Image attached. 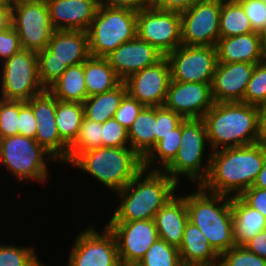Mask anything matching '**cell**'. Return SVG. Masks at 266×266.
<instances>
[{
    "instance_id": "1",
    "label": "cell",
    "mask_w": 266,
    "mask_h": 266,
    "mask_svg": "<svg viewBox=\"0 0 266 266\" xmlns=\"http://www.w3.org/2000/svg\"><path fill=\"white\" fill-rule=\"evenodd\" d=\"M266 159V149L258 143L211 151L210 167L201 187L208 192L239 196L253 186Z\"/></svg>"
},
{
    "instance_id": "2",
    "label": "cell",
    "mask_w": 266,
    "mask_h": 266,
    "mask_svg": "<svg viewBox=\"0 0 266 266\" xmlns=\"http://www.w3.org/2000/svg\"><path fill=\"white\" fill-rule=\"evenodd\" d=\"M261 108L243 102H215L203 116L211 151L256 144Z\"/></svg>"
},
{
    "instance_id": "3",
    "label": "cell",
    "mask_w": 266,
    "mask_h": 266,
    "mask_svg": "<svg viewBox=\"0 0 266 266\" xmlns=\"http://www.w3.org/2000/svg\"><path fill=\"white\" fill-rule=\"evenodd\" d=\"M178 187L163 170L148 171L143 168L132 181L116 192L120 204L109 222L154 219L157 211L175 195Z\"/></svg>"
},
{
    "instance_id": "4",
    "label": "cell",
    "mask_w": 266,
    "mask_h": 266,
    "mask_svg": "<svg viewBox=\"0 0 266 266\" xmlns=\"http://www.w3.org/2000/svg\"><path fill=\"white\" fill-rule=\"evenodd\" d=\"M195 188V193L184 195L189 221L201 230L220 255L236 245L231 196L205 191L200 185Z\"/></svg>"
},
{
    "instance_id": "5",
    "label": "cell",
    "mask_w": 266,
    "mask_h": 266,
    "mask_svg": "<svg viewBox=\"0 0 266 266\" xmlns=\"http://www.w3.org/2000/svg\"><path fill=\"white\" fill-rule=\"evenodd\" d=\"M69 165L118 192L143 169V159L131 147H98L80 153Z\"/></svg>"
},
{
    "instance_id": "6",
    "label": "cell",
    "mask_w": 266,
    "mask_h": 266,
    "mask_svg": "<svg viewBox=\"0 0 266 266\" xmlns=\"http://www.w3.org/2000/svg\"><path fill=\"white\" fill-rule=\"evenodd\" d=\"M90 56L88 33L80 30H55L48 46L37 53L38 76L48 89L69 67Z\"/></svg>"
},
{
    "instance_id": "7",
    "label": "cell",
    "mask_w": 266,
    "mask_h": 266,
    "mask_svg": "<svg viewBox=\"0 0 266 266\" xmlns=\"http://www.w3.org/2000/svg\"><path fill=\"white\" fill-rule=\"evenodd\" d=\"M136 27V11L98 6L87 30L90 56L106 58L118 46L137 36Z\"/></svg>"
},
{
    "instance_id": "8",
    "label": "cell",
    "mask_w": 266,
    "mask_h": 266,
    "mask_svg": "<svg viewBox=\"0 0 266 266\" xmlns=\"http://www.w3.org/2000/svg\"><path fill=\"white\" fill-rule=\"evenodd\" d=\"M207 141V130L202 119H184L178 153L163 171L178 185L180 184L179 177L182 175L187 176L186 178L195 185H201L206 179L210 167L211 152L208 155L209 161L206 160L208 163L202 164L204 150L208 145Z\"/></svg>"
},
{
    "instance_id": "9",
    "label": "cell",
    "mask_w": 266,
    "mask_h": 266,
    "mask_svg": "<svg viewBox=\"0 0 266 266\" xmlns=\"http://www.w3.org/2000/svg\"><path fill=\"white\" fill-rule=\"evenodd\" d=\"M50 159L56 161L35 139L21 135L0 138V162L19 182L44 183Z\"/></svg>"
},
{
    "instance_id": "10",
    "label": "cell",
    "mask_w": 266,
    "mask_h": 266,
    "mask_svg": "<svg viewBox=\"0 0 266 266\" xmlns=\"http://www.w3.org/2000/svg\"><path fill=\"white\" fill-rule=\"evenodd\" d=\"M0 65L1 99L27 102L45 90L39 81L37 52L22 49Z\"/></svg>"
},
{
    "instance_id": "11",
    "label": "cell",
    "mask_w": 266,
    "mask_h": 266,
    "mask_svg": "<svg viewBox=\"0 0 266 266\" xmlns=\"http://www.w3.org/2000/svg\"><path fill=\"white\" fill-rule=\"evenodd\" d=\"M12 26L24 50H44L55 29L50 21L46 0L23 1L11 5Z\"/></svg>"
},
{
    "instance_id": "12",
    "label": "cell",
    "mask_w": 266,
    "mask_h": 266,
    "mask_svg": "<svg viewBox=\"0 0 266 266\" xmlns=\"http://www.w3.org/2000/svg\"><path fill=\"white\" fill-rule=\"evenodd\" d=\"M136 32L166 57L182 45L181 15L149 6L137 12Z\"/></svg>"
},
{
    "instance_id": "13",
    "label": "cell",
    "mask_w": 266,
    "mask_h": 266,
    "mask_svg": "<svg viewBox=\"0 0 266 266\" xmlns=\"http://www.w3.org/2000/svg\"><path fill=\"white\" fill-rule=\"evenodd\" d=\"M221 0H198L181 15L182 45L216 46L220 38Z\"/></svg>"
},
{
    "instance_id": "14",
    "label": "cell",
    "mask_w": 266,
    "mask_h": 266,
    "mask_svg": "<svg viewBox=\"0 0 266 266\" xmlns=\"http://www.w3.org/2000/svg\"><path fill=\"white\" fill-rule=\"evenodd\" d=\"M166 58L172 81L212 83L218 64L216 46L181 45Z\"/></svg>"
},
{
    "instance_id": "15",
    "label": "cell",
    "mask_w": 266,
    "mask_h": 266,
    "mask_svg": "<svg viewBox=\"0 0 266 266\" xmlns=\"http://www.w3.org/2000/svg\"><path fill=\"white\" fill-rule=\"evenodd\" d=\"M103 230L99 233L92 225L82 230L67 266H121L115 235L107 226Z\"/></svg>"
},
{
    "instance_id": "16",
    "label": "cell",
    "mask_w": 266,
    "mask_h": 266,
    "mask_svg": "<svg viewBox=\"0 0 266 266\" xmlns=\"http://www.w3.org/2000/svg\"><path fill=\"white\" fill-rule=\"evenodd\" d=\"M115 235L121 265H136L159 238L154 219L131 222H108Z\"/></svg>"
},
{
    "instance_id": "17",
    "label": "cell",
    "mask_w": 266,
    "mask_h": 266,
    "mask_svg": "<svg viewBox=\"0 0 266 266\" xmlns=\"http://www.w3.org/2000/svg\"><path fill=\"white\" fill-rule=\"evenodd\" d=\"M171 81L169 61L164 57L157 64L129 75L123 82L127 93L148 107L164 106Z\"/></svg>"
},
{
    "instance_id": "18",
    "label": "cell",
    "mask_w": 266,
    "mask_h": 266,
    "mask_svg": "<svg viewBox=\"0 0 266 266\" xmlns=\"http://www.w3.org/2000/svg\"><path fill=\"white\" fill-rule=\"evenodd\" d=\"M27 103L32 107L36 119L35 140L56 161L67 164L69 147L61 140L56 126V98L45 89L40 94L33 96Z\"/></svg>"
},
{
    "instance_id": "19",
    "label": "cell",
    "mask_w": 266,
    "mask_h": 266,
    "mask_svg": "<svg viewBox=\"0 0 266 266\" xmlns=\"http://www.w3.org/2000/svg\"><path fill=\"white\" fill-rule=\"evenodd\" d=\"M211 84L171 80L164 106L183 119H202L215 103Z\"/></svg>"
},
{
    "instance_id": "20",
    "label": "cell",
    "mask_w": 266,
    "mask_h": 266,
    "mask_svg": "<svg viewBox=\"0 0 266 266\" xmlns=\"http://www.w3.org/2000/svg\"><path fill=\"white\" fill-rule=\"evenodd\" d=\"M165 56L137 36L118 46L106 58L116 75L124 81L129 75L153 66Z\"/></svg>"
},
{
    "instance_id": "21",
    "label": "cell",
    "mask_w": 266,
    "mask_h": 266,
    "mask_svg": "<svg viewBox=\"0 0 266 266\" xmlns=\"http://www.w3.org/2000/svg\"><path fill=\"white\" fill-rule=\"evenodd\" d=\"M256 64L218 63L211 84L214 102H243Z\"/></svg>"
},
{
    "instance_id": "22",
    "label": "cell",
    "mask_w": 266,
    "mask_h": 266,
    "mask_svg": "<svg viewBox=\"0 0 266 266\" xmlns=\"http://www.w3.org/2000/svg\"><path fill=\"white\" fill-rule=\"evenodd\" d=\"M46 4L55 30L87 31L97 10L88 0H46Z\"/></svg>"
},
{
    "instance_id": "23",
    "label": "cell",
    "mask_w": 266,
    "mask_h": 266,
    "mask_svg": "<svg viewBox=\"0 0 266 266\" xmlns=\"http://www.w3.org/2000/svg\"><path fill=\"white\" fill-rule=\"evenodd\" d=\"M216 50L218 63L245 62L258 64L265 60L261 34L258 32L219 38Z\"/></svg>"
},
{
    "instance_id": "24",
    "label": "cell",
    "mask_w": 266,
    "mask_h": 266,
    "mask_svg": "<svg viewBox=\"0 0 266 266\" xmlns=\"http://www.w3.org/2000/svg\"><path fill=\"white\" fill-rule=\"evenodd\" d=\"M176 195L157 211L154 221L159 239L179 248L189 216L185 197Z\"/></svg>"
},
{
    "instance_id": "25",
    "label": "cell",
    "mask_w": 266,
    "mask_h": 266,
    "mask_svg": "<svg viewBox=\"0 0 266 266\" xmlns=\"http://www.w3.org/2000/svg\"><path fill=\"white\" fill-rule=\"evenodd\" d=\"M178 249L183 266H218L220 255L201 230L189 220Z\"/></svg>"
},
{
    "instance_id": "26",
    "label": "cell",
    "mask_w": 266,
    "mask_h": 266,
    "mask_svg": "<svg viewBox=\"0 0 266 266\" xmlns=\"http://www.w3.org/2000/svg\"><path fill=\"white\" fill-rule=\"evenodd\" d=\"M231 209L237 246H243L266 229V218L259 211L248 206L239 196L231 197Z\"/></svg>"
},
{
    "instance_id": "27",
    "label": "cell",
    "mask_w": 266,
    "mask_h": 266,
    "mask_svg": "<svg viewBox=\"0 0 266 266\" xmlns=\"http://www.w3.org/2000/svg\"><path fill=\"white\" fill-rule=\"evenodd\" d=\"M84 76L87 97L113 90L122 82L103 57L89 56L84 61Z\"/></svg>"
},
{
    "instance_id": "28",
    "label": "cell",
    "mask_w": 266,
    "mask_h": 266,
    "mask_svg": "<svg viewBox=\"0 0 266 266\" xmlns=\"http://www.w3.org/2000/svg\"><path fill=\"white\" fill-rule=\"evenodd\" d=\"M156 107L145 106L128 129L130 147L144 159L155 146Z\"/></svg>"
},
{
    "instance_id": "29",
    "label": "cell",
    "mask_w": 266,
    "mask_h": 266,
    "mask_svg": "<svg viewBox=\"0 0 266 266\" xmlns=\"http://www.w3.org/2000/svg\"><path fill=\"white\" fill-rule=\"evenodd\" d=\"M47 90L57 100L83 103L87 98L84 62L69 66Z\"/></svg>"
},
{
    "instance_id": "30",
    "label": "cell",
    "mask_w": 266,
    "mask_h": 266,
    "mask_svg": "<svg viewBox=\"0 0 266 266\" xmlns=\"http://www.w3.org/2000/svg\"><path fill=\"white\" fill-rule=\"evenodd\" d=\"M126 94L127 88L122 81L113 90L87 97L83 102L84 117L101 124L114 118Z\"/></svg>"
},
{
    "instance_id": "31",
    "label": "cell",
    "mask_w": 266,
    "mask_h": 266,
    "mask_svg": "<svg viewBox=\"0 0 266 266\" xmlns=\"http://www.w3.org/2000/svg\"><path fill=\"white\" fill-rule=\"evenodd\" d=\"M56 126L61 140L70 147L77 138L84 118L83 103L56 99Z\"/></svg>"
},
{
    "instance_id": "32",
    "label": "cell",
    "mask_w": 266,
    "mask_h": 266,
    "mask_svg": "<svg viewBox=\"0 0 266 266\" xmlns=\"http://www.w3.org/2000/svg\"><path fill=\"white\" fill-rule=\"evenodd\" d=\"M220 38L255 32L250 19L237 0H221Z\"/></svg>"
},
{
    "instance_id": "33",
    "label": "cell",
    "mask_w": 266,
    "mask_h": 266,
    "mask_svg": "<svg viewBox=\"0 0 266 266\" xmlns=\"http://www.w3.org/2000/svg\"><path fill=\"white\" fill-rule=\"evenodd\" d=\"M182 136V122L172 130L167 136H164L150 153L143 159V168L147 170H163L165 169L176 157ZM157 159L160 160L158 163L160 166L156 167L154 164ZM153 166V167H151Z\"/></svg>"
},
{
    "instance_id": "34",
    "label": "cell",
    "mask_w": 266,
    "mask_h": 266,
    "mask_svg": "<svg viewBox=\"0 0 266 266\" xmlns=\"http://www.w3.org/2000/svg\"><path fill=\"white\" fill-rule=\"evenodd\" d=\"M102 147V124L83 118L79 134L67 152V164L80 153Z\"/></svg>"
},
{
    "instance_id": "35",
    "label": "cell",
    "mask_w": 266,
    "mask_h": 266,
    "mask_svg": "<svg viewBox=\"0 0 266 266\" xmlns=\"http://www.w3.org/2000/svg\"><path fill=\"white\" fill-rule=\"evenodd\" d=\"M135 266H183L179 249L157 239Z\"/></svg>"
},
{
    "instance_id": "36",
    "label": "cell",
    "mask_w": 266,
    "mask_h": 266,
    "mask_svg": "<svg viewBox=\"0 0 266 266\" xmlns=\"http://www.w3.org/2000/svg\"><path fill=\"white\" fill-rule=\"evenodd\" d=\"M243 103L266 107V59L255 65L244 93Z\"/></svg>"
},
{
    "instance_id": "37",
    "label": "cell",
    "mask_w": 266,
    "mask_h": 266,
    "mask_svg": "<svg viewBox=\"0 0 266 266\" xmlns=\"http://www.w3.org/2000/svg\"><path fill=\"white\" fill-rule=\"evenodd\" d=\"M39 262L32 247L0 244V266H35Z\"/></svg>"
},
{
    "instance_id": "38",
    "label": "cell",
    "mask_w": 266,
    "mask_h": 266,
    "mask_svg": "<svg viewBox=\"0 0 266 266\" xmlns=\"http://www.w3.org/2000/svg\"><path fill=\"white\" fill-rule=\"evenodd\" d=\"M218 266H266V259L235 245L220 254Z\"/></svg>"
},
{
    "instance_id": "39",
    "label": "cell",
    "mask_w": 266,
    "mask_h": 266,
    "mask_svg": "<svg viewBox=\"0 0 266 266\" xmlns=\"http://www.w3.org/2000/svg\"><path fill=\"white\" fill-rule=\"evenodd\" d=\"M19 101L0 98V138L18 135Z\"/></svg>"
},
{
    "instance_id": "40",
    "label": "cell",
    "mask_w": 266,
    "mask_h": 266,
    "mask_svg": "<svg viewBox=\"0 0 266 266\" xmlns=\"http://www.w3.org/2000/svg\"><path fill=\"white\" fill-rule=\"evenodd\" d=\"M128 130L115 118L108 119L102 124V147H127Z\"/></svg>"
},
{
    "instance_id": "41",
    "label": "cell",
    "mask_w": 266,
    "mask_h": 266,
    "mask_svg": "<svg viewBox=\"0 0 266 266\" xmlns=\"http://www.w3.org/2000/svg\"><path fill=\"white\" fill-rule=\"evenodd\" d=\"M184 119L171 109L165 106L156 107V132H155V145L172 133V130L176 128Z\"/></svg>"
},
{
    "instance_id": "42",
    "label": "cell",
    "mask_w": 266,
    "mask_h": 266,
    "mask_svg": "<svg viewBox=\"0 0 266 266\" xmlns=\"http://www.w3.org/2000/svg\"><path fill=\"white\" fill-rule=\"evenodd\" d=\"M250 19L255 32L261 33L266 29V0H237Z\"/></svg>"
},
{
    "instance_id": "43",
    "label": "cell",
    "mask_w": 266,
    "mask_h": 266,
    "mask_svg": "<svg viewBox=\"0 0 266 266\" xmlns=\"http://www.w3.org/2000/svg\"><path fill=\"white\" fill-rule=\"evenodd\" d=\"M144 107L137 99L127 93L115 112L114 118L128 130Z\"/></svg>"
},
{
    "instance_id": "44",
    "label": "cell",
    "mask_w": 266,
    "mask_h": 266,
    "mask_svg": "<svg viewBox=\"0 0 266 266\" xmlns=\"http://www.w3.org/2000/svg\"><path fill=\"white\" fill-rule=\"evenodd\" d=\"M20 38L13 26L0 31V60L5 61L9 59L13 54H16L22 50Z\"/></svg>"
},
{
    "instance_id": "45",
    "label": "cell",
    "mask_w": 266,
    "mask_h": 266,
    "mask_svg": "<svg viewBox=\"0 0 266 266\" xmlns=\"http://www.w3.org/2000/svg\"><path fill=\"white\" fill-rule=\"evenodd\" d=\"M36 119L32 107L24 101H19V128L18 135L35 139Z\"/></svg>"
},
{
    "instance_id": "46",
    "label": "cell",
    "mask_w": 266,
    "mask_h": 266,
    "mask_svg": "<svg viewBox=\"0 0 266 266\" xmlns=\"http://www.w3.org/2000/svg\"><path fill=\"white\" fill-rule=\"evenodd\" d=\"M239 197L266 218V189L251 186L244 190Z\"/></svg>"
},
{
    "instance_id": "47",
    "label": "cell",
    "mask_w": 266,
    "mask_h": 266,
    "mask_svg": "<svg viewBox=\"0 0 266 266\" xmlns=\"http://www.w3.org/2000/svg\"><path fill=\"white\" fill-rule=\"evenodd\" d=\"M198 0H157L152 6L165 11L182 13L190 9Z\"/></svg>"
},
{
    "instance_id": "48",
    "label": "cell",
    "mask_w": 266,
    "mask_h": 266,
    "mask_svg": "<svg viewBox=\"0 0 266 266\" xmlns=\"http://www.w3.org/2000/svg\"><path fill=\"white\" fill-rule=\"evenodd\" d=\"M248 251L266 259V229L243 245Z\"/></svg>"
},
{
    "instance_id": "49",
    "label": "cell",
    "mask_w": 266,
    "mask_h": 266,
    "mask_svg": "<svg viewBox=\"0 0 266 266\" xmlns=\"http://www.w3.org/2000/svg\"><path fill=\"white\" fill-rule=\"evenodd\" d=\"M103 4L113 8H125L136 12L150 6L145 0H103Z\"/></svg>"
},
{
    "instance_id": "50",
    "label": "cell",
    "mask_w": 266,
    "mask_h": 266,
    "mask_svg": "<svg viewBox=\"0 0 266 266\" xmlns=\"http://www.w3.org/2000/svg\"><path fill=\"white\" fill-rule=\"evenodd\" d=\"M12 26L11 5H0V31Z\"/></svg>"
},
{
    "instance_id": "51",
    "label": "cell",
    "mask_w": 266,
    "mask_h": 266,
    "mask_svg": "<svg viewBox=\"0 0 266 266\" xmlns=\"http://www.w3.org/2000/svg\"><path fill=\"white\" fill-rule=\"evenodd\" d=\"M257 143L266 149V107L261 108L259 138Z\"/></svg>"
},
{
    "instance_id": "52",
    "label": "cell",
    "mask_w": 266,
    "mask_h": 266,
    "mask_svg": "<svg viewBox=\"0 0 266 266\" xmlns=\"http://www.w3.org/2000/svg\"><path fill=\"white\" fill-rule=\"evenodd\" d=\"M253 187L266 189V159L264 161L261 171L258 173L253 183Z\"/></svg>"
},
{
    "instance_id": "53",
    "label": "cell",
    "mask_w": 266,
    "mask_h": 266,
    "mask_svg": "<svg viewBox=\"0 0 266 266\" xmlns=\"http://www.w3.org/2000/svg\"><path fill=\"white\" fill-rule=\"evenodd\" d=\"M260 34H261L262 50H263L264 57L266 59V29Z\"/></svg>"
},
{
    "instance_id": "54",
    "label": "cell",
    "mask_w": 266,
    "mask_h": 266,
    "mask_svg": "<svg viewBox=\"0 0 266 266\" xmlns=\"http://www.w3.org/2000/svg\"><path fill=\"white\" fill-rule=\"evenodd\" d=\"M93 2L97 7L103 4V0H88Z\"/></svg>"
},
{
    "instance_id": "55",
    "label": "cell",
    "mask_w": 266,
    "mask_h": 266,
    "mask_svg": "<svg viewBox=\"0 0 266 266\" xmlns=\"http://www.w3.org/2000/svg\"><path fill=\"white\" fill-rule=\"evenodd\" d=\"M0 5H12L10 0H0Z\"/></svg>"
},
{
    "instance_id": "56",
    "label": "cell",
    "mask_w": 266,
    "mask_h": 266,
    "mask_svg": "<svg viewBox=\"0 0 266 266\" xmlns=\"http://www.w3.org/2000/svg\"><path fill=\"white\" fill-rule=\"evenodd\" d=\"M12 4L18 3V2H23V1H38V0H10Z\"/></svg>"
},
{
    "instance_id": "57",
    "label": "cell",
    "mask_w": 266,
    "mask_h": 266,
    "mask_svg": "<svg viewBox=\"0 0 266 266\" xmlns=\"http://www.w3.org/2000/svg\"><path fill=\"white\" fill-rule=\"evenodd\" d=\"M150 6H152L157 0H145Z\"/></svg>"
},
{
    "instance_id": "58",
    "label": "cell",
    "mask_w": 266,
    "mask_h": 266,
    "mask_svg": "<svg viewBox=\"0 0 266 266\" xmlns=\"http://www.w3.org/2000/svg\"><path fill=\"white\" fill-rule=\"evenodd\" d=\"M35 266H45V265L39 261Z\"/></svg>"
}]
</instances>
